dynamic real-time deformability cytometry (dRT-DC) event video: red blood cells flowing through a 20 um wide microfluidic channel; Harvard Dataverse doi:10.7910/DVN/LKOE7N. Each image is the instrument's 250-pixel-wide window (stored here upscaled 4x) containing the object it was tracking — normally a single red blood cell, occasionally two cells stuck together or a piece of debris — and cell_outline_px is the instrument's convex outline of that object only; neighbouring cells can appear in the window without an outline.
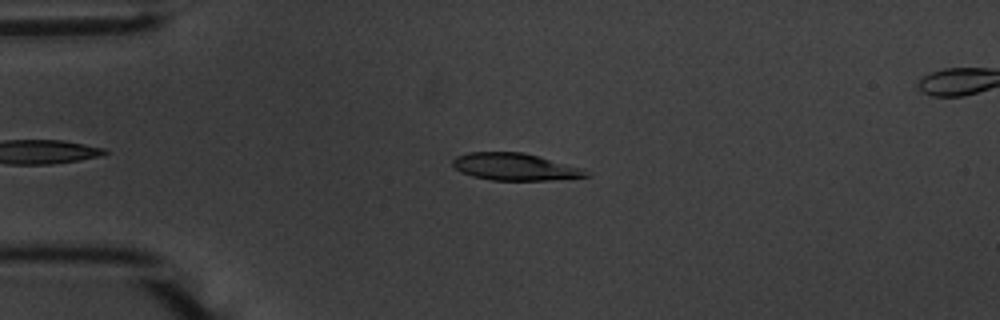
{"species": "common noctule bat (a hibernating species)", "species_latin": "Nyctalus noctula", "temperature_condition": "warm", "stored_images_in_passage": 46, "camera_frame_rate_fps": 3000, "um_per_image_px": 0.085, "animal": {"sex": "male", "body_mass_g": 20.1, "forearm_length_mm": 53.5}, "frame": {"image": 1, "passage_image": 9, "time_ms": 2.667, "image_size_px": [1000, 320], "cell_outline_px": [[592, 176], [548, 180], [492, 180], [472, 176], [460, 172], [452, 164], [452, 160], [456, 156], [468, 152], [520, 152], [584, 168]], "centroid_in_image_um": [43.76, 14.18], "position_along_channel_um": 41.2, "area_um2": 20.98}}
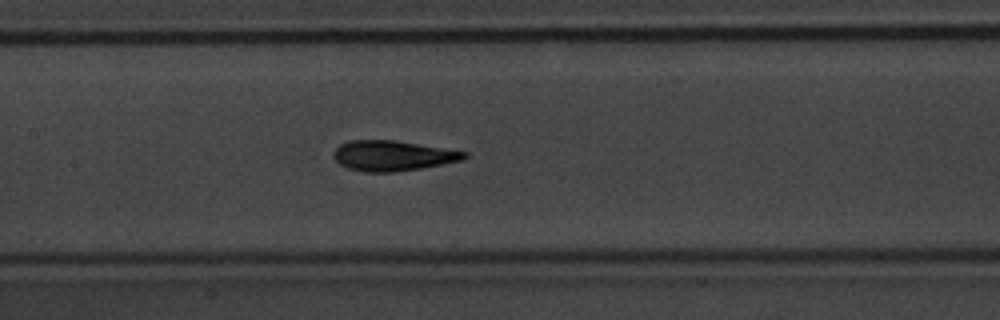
{"frame": {"image": 2, "passage_image": 22, "time_ms": 7.0, "image_size_px": [1000, 320], "cell_outline_px": [[468, 156], [460, 160], [420, 168], [396, 172], [364, 172], [348, 168], [340, 164], [332, 156], [336, 148], [340, 144], [348, 140], [392, 140], [444, 148], [468, 152]], "centroid_in_image_um": [33.33, 13.23], "position_along_channel_um": 174.1, "area_um2": 22.83}}
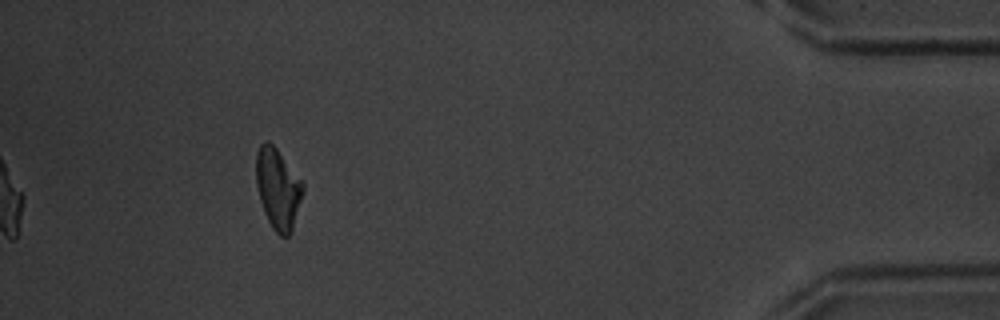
{"frame": {"image": 3, "passage_image": 46, "time_ms": 15.0, "image_size_px": [1000, 320], "cell_outline_px": [[304, 188], [292, 232], [288, 236], [280, 236], [272, 228], [264, 212], [260, 200], [256, 184], [256, 152], [260, 144], [264, 140], [268, 140], [276, 148], [304, 184]], "centroid_in_image_um": [23.61, 16.03], "position_along_channel_um": 411.6, "area_um2": 21.91}, "authors_computed_cell_mechanics": {"area_um2": 22.0796, "velocity_mm_per_s": 3.6857, "shape_relaxation_time_tau1_ms": 4.9439, "shape_relaxation_time_tau2_ms": 1.606, "deformation_change_tau1": 0.1833, "deformation_change_tau2": 0.0798}}